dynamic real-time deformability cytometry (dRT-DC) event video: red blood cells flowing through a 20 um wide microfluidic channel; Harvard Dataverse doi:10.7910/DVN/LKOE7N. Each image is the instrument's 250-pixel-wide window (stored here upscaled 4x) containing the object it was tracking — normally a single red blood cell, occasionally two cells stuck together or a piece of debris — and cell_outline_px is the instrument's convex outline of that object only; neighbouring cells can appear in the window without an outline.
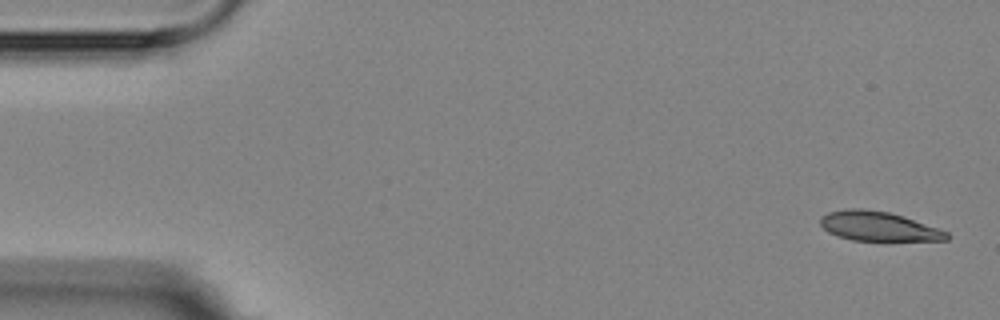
{"species": "Egyptian fruit bat (a non-hibernating species)", "species_latin": "Rousettus aegyptiacus", "temperature_condition": "room temperature", "stored_images_in_passage": 6, "camera_frame_rate_fps": 3000, "um_per_image_px": 0.085, "animal": {"sex": "female"}, "frame": {"image": 1, "passage_image": 1, "time_ms": 0.0, "image_size_px": [1000, 320], "cell_outline_px": [[952, 236], [948, 240], [888, 244], [852, 240], [828, 232], [820, 224], [820, 216], [828, 212], [844, 208], [864, 208], [888, 212], [904, 216], [948, 232]], "centroid_in_image_um": [74.74, 19.29], "position_along_channel_um": 10.3, "area_um2": 23.0}}
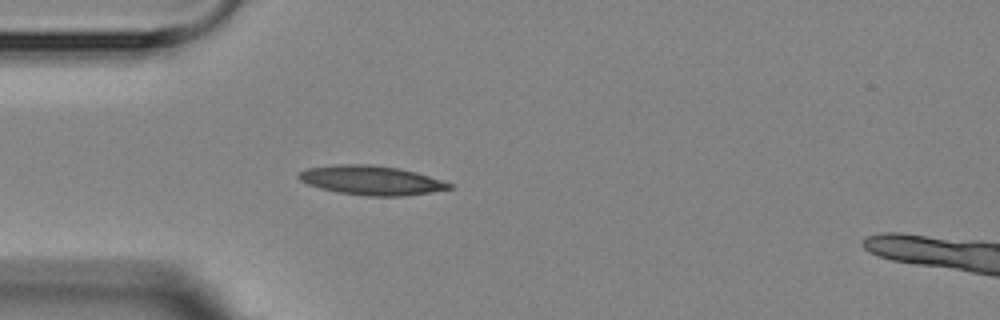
{"frame": {"image": 2, "passage_image": 5, "time_ms": 4.333, "image_size_px": [1000, 320], "cell_outline_px": [[452, 188], [432, 192], [404, 196], [368, 196], [336, 192], [320, 188], [308, 184], [300, 180], [296, 176], [300, 172], [308, 168], [336, 164], [372, 164], [400, 168], [416, 172], [452, 184]], "centroid_in_image_um": [31.54, 15.32], "position_along_channel_um": 53.5, "area_um2": 25.66}}